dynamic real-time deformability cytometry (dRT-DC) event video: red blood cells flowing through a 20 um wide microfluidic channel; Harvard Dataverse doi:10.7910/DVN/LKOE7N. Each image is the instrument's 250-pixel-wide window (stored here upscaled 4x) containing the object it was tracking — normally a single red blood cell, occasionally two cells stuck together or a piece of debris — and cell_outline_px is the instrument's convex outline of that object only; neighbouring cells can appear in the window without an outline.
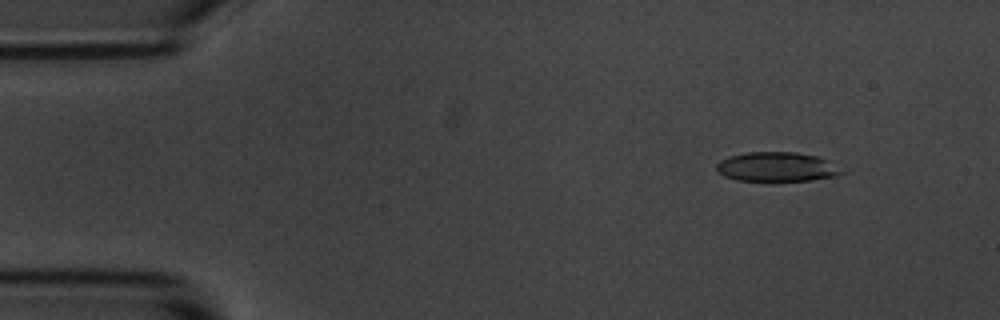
{"species": "common noctule bat (a hibernating species)", "species_latin": "Nyctalus noctula", "temperature_condition": "room temperature", "stored_images_in_passage": 5, "camera_frame_rate_fps": 3000, "um_per_image_px": 0.085, "animal": {"sex": "male", "body_mass_g": 20.1, "forearm_length_mm": 53.5}, "frame": {"image": 1, "passage_image": 2, "time_ms": 1.0, "image_size_px": [1000, 320], "cell_outline_px": [[844, 172], [840, 176], [812, 180], [776, 184], [736, 180], [724, 176], [716, 172], [716, 164], [720, 160], [732, 156], [748, 152], [796, 152], [816, 156], [832, 160]], "centroid_in_image_um": [66.07, 14.24], "position_along_channel_um": 18.9, "area_um2": 22.66}}
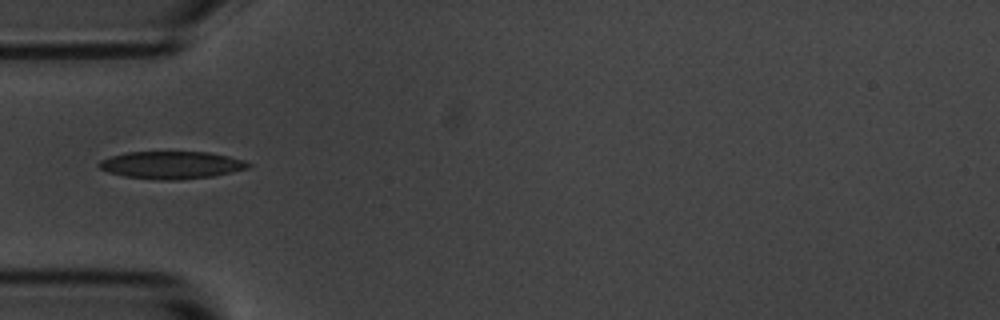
{"frame": {"image": 2, "passage_image": 5, "time_ms": 4.667, "image_size_px": [1000, 320], "cell_outline_px": [[252, 164], [248, 168], [232, 172], [212, 176], [180, 180], [160, 180], [124, 176], [108, 172], [100, 168], [96, 164], [100, 160], [112, 156], [128, 152], [208, 152], [228, 156], [244, 160]], "centroid_in_image_um": [14.58, 14.03], "position_along_channel_um": 70.4, "area_um2": 23.87}}